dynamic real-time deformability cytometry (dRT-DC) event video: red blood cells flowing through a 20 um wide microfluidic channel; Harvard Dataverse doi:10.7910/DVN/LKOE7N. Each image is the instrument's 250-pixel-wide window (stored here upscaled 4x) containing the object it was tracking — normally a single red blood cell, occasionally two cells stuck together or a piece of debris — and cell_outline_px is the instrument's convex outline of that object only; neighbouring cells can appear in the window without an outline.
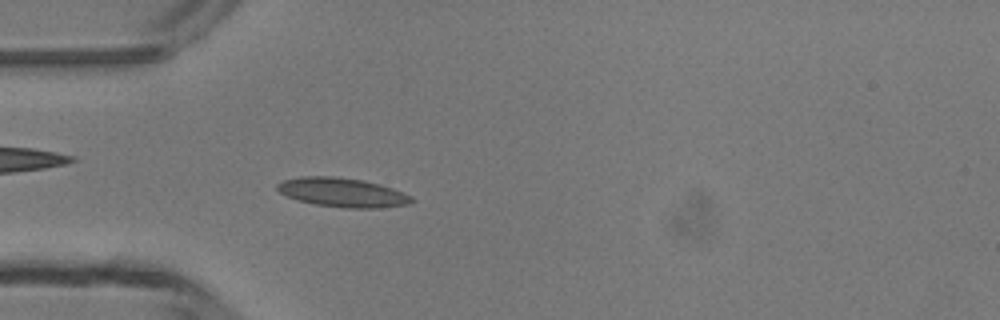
{"species": "common noctule bat (a hibernating species)", "species_latin": "Nyctalus noctula", "temperature_condition": "room temperature", "stored_images_in_passage": 5, "camera_frame_rate_fps": 3000, "um_per_image_px": 0.085, "animal": {"sex": "male", "body_mass_g": 13.3}, "frame": {"image": 1, "passage_image": 5, "time_ms": 4.667, "image_size_px": [1000, 320], "cell_outline_px": [[416, 200], [408, 204], [380, 208], [344, 208], [316, 204], [300, 200], [288, 196], [280, 192], [276, 188], [276, 184], [284, 180], [300, 176], [336, 176], [364, 180], [380, 184], [392, 188], [412, 196]], "centroid_in_image_um": [29.14, 16.35], "position_along_channel_um": 55.9, "area_um2": 22.83}}